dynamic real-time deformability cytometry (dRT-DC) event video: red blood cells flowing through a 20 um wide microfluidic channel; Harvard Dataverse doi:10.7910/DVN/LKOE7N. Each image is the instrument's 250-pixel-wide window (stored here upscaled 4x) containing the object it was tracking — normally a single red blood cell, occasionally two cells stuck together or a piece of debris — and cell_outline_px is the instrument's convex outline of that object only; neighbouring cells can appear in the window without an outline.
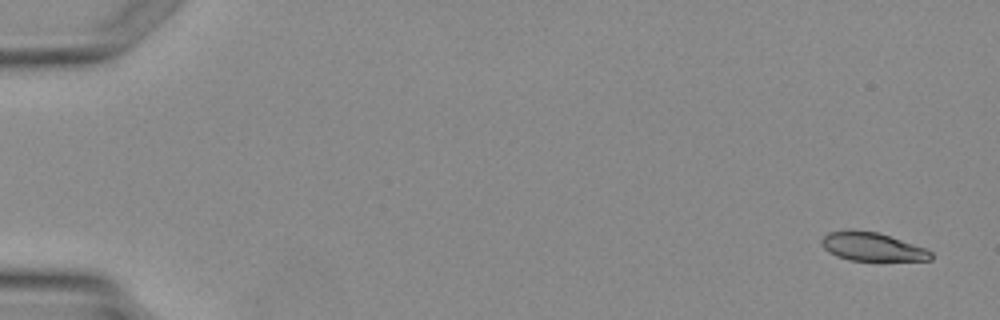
{"species": "Egyptian fruit bat (a non-hibernating species)", "species_latin": "Rousettus aegyptiacus", "temperature_condition": "warm", "stored_images_in_passage": 3, "camera_frame_rate_fps": 3000, "um_per_image_px": 0.085, "animal": {"sex": "female"}, "frame": {"image": 1, "passage_image": 3, "time_ms": 2.667, "image_size_px": [1000, 320], "cell_outline_px": [[932, 260], [848, 260], [836, 256], [828, 252], [820, 244], [820, 240], [828, 232], [848, 228], [852, 228], [880, 232], [924, 248], [932, 252]], "centroid_in_image_um": [74.06, 20.94], "position_along_channel_um": 10.9, "area_um2": 18.44}}